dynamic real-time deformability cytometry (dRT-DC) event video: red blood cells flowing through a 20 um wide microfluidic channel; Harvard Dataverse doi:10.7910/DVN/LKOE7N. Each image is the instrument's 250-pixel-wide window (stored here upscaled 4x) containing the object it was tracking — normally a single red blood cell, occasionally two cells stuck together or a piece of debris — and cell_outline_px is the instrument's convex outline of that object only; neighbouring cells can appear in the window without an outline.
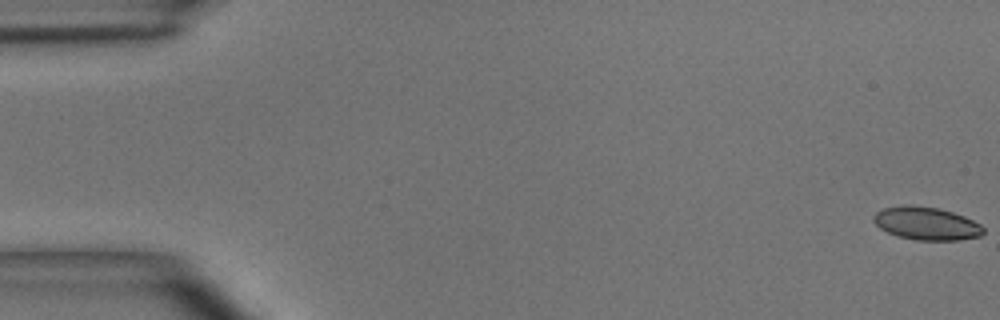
{"species": "common noctule bat (a hibernating species)", "species_latin": "Nyctalus noctula", "temperature_condition": "room temperature", "stored_images_in_passage": 50, "camera_frame_rate_fps": 3000, "um_per_image_px": 0.085, "animal": {"sex": "male", "body_mass_g": 15.6}, "frame": {"image": 1, "passage_image": 1, "time_ms": 0.0, "image_size_px": [1000, 320], "cell_outline_px": [[984, 232], [980, 236], [960, 240], [916, 240], [896, 236], [880, 228], [872, 220], [872, 216], [876, 212], [884, 208], [904, 204], [912, 204], [936, 208], [952, 212], [964, 216], [980, 224], [984, 228]], "centroid_in_image_um": [78.72, 18.99], "position_along_channel_um": 6.3, "area_um2": 21.21}}
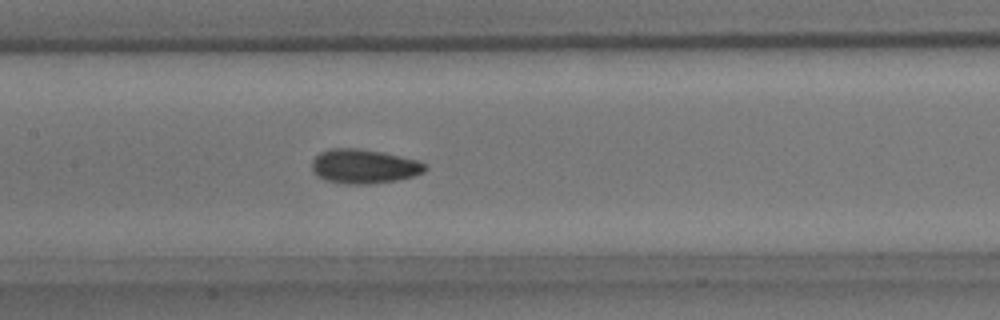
{"frame": {"image": 2, "passage_image": 24, "time_ms": 7.667, "image_size_px": [1000, 320], "cell_outline_px": [[428, 168], [424, 172], [412, 176], [396, 180], [368, 184], [344, 184], [324, 180], [316, 176], [312, 168], [312, 160], [320, 152], [332, 148], [356, 148], [380, 152], [416, 160], [424, 164]], "centroid_in_image_um": [30.89, 14.15], "position_along_channel_um": 176.5, "area_um2": 22.43}}
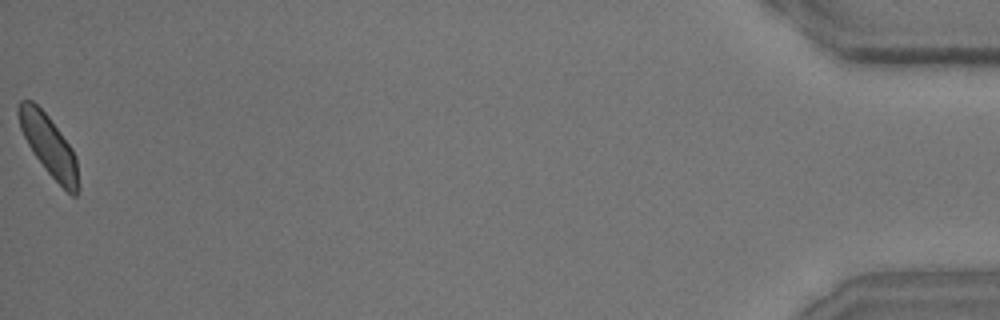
{"frame": {"image": 3, "passage_image": 50, "time_ms": 16.333, "image_size_px": [1000, 320], "cell_outline_px": [[80, 188], [76, 196], [72, 196], [44, 168], [32, 152], [20, 128], [16, 112], [16, 108], [20, 100], [32, 100], [48, 116], [72, 148], [76, 160]], "centroid_in_image_um": [4.14, 12.36], "position_along_channel_um": 431.1, "area_um2": 20.98}, "authors_computed_cell_mechanics": {"area_um2": 21.4149, "velocity_mm_per_s": 4.0596, "shape_relaxation_time_tau1_ms": 4.9592, "shape_relaxation_time_tau2_ms": 1.2164, "deformation_change_tau1": 0.0974, "deformation_change_tau2": 0.0466}}